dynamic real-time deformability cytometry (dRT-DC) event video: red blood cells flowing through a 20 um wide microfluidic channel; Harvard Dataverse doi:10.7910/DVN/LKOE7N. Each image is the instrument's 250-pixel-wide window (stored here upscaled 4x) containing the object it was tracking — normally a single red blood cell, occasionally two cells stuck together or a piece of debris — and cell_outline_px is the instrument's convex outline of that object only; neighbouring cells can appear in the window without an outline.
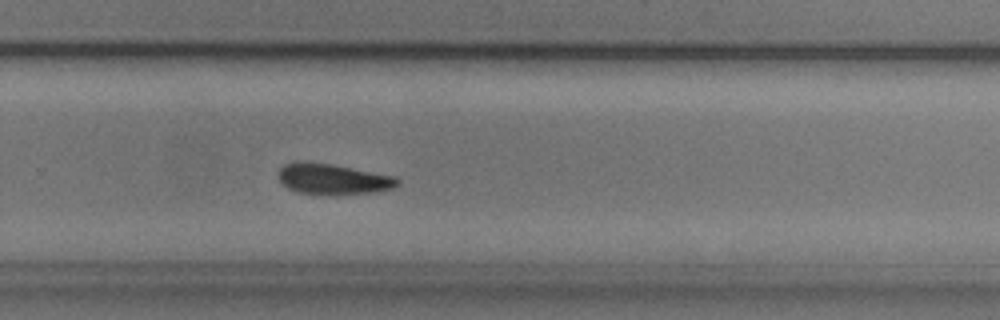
{"species": "common noctule bat (a hibernating species)", "species_latin": "Nyctalus noctula", "temperature_condition": "cold", "stored_images_in_passage": 41, "camera_frame_rate_fps": 3000, "um_per_image_px": 0.085, "animal": {"sex": "male", "body_mass_g": 20.5, "forearm_length_mm": 52.5}, "frame": {"image": 1, "passage_image": 24, "time_ms": 7.667, "image_size_px": [1000, 320], "cell_outline_px": [[400, 184], [392, 188], [372, 192], [300, 192], [288, 188], [280, 180], [280, 168], [284, 164], [300, 160], [304, 160], [332, 164], [396, 176], [400, 180]], "centroid_in_image_um": [28.32, 15.15], "position_along_channel_um": 301.5, "area_um2": 20.52}}
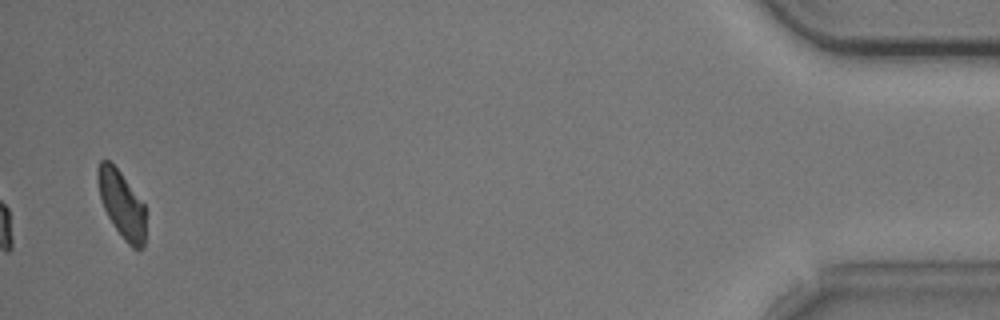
{"frame": {"image": 2, "passage_image": 41, "time_ms": 13.333, "image_size_px": [1000, 320], "cell_outline_px": [[144, 248], [132, 248], [124, 240], [108, 216], [104, 208], [100, 196], [96, 176], [96, 168], [100, 160], [108, 160], [120, 172], [144, 204]], "centroid_in_image_um": [10.32, 17.34], "position_along_channel_um": 424.9, "area_um2": 18.32}, "authors_computed_cell_mechanics": {"area_um2": 20.9236, "velocity_mm_per_s": 3.6743, "shape_relaxation_time_tau1_ms": 3.3234, "shape_relaxation_time_tau2_ms": null, "deformation_change_tau1": 0.111, "deformation_change_tau2": null}}